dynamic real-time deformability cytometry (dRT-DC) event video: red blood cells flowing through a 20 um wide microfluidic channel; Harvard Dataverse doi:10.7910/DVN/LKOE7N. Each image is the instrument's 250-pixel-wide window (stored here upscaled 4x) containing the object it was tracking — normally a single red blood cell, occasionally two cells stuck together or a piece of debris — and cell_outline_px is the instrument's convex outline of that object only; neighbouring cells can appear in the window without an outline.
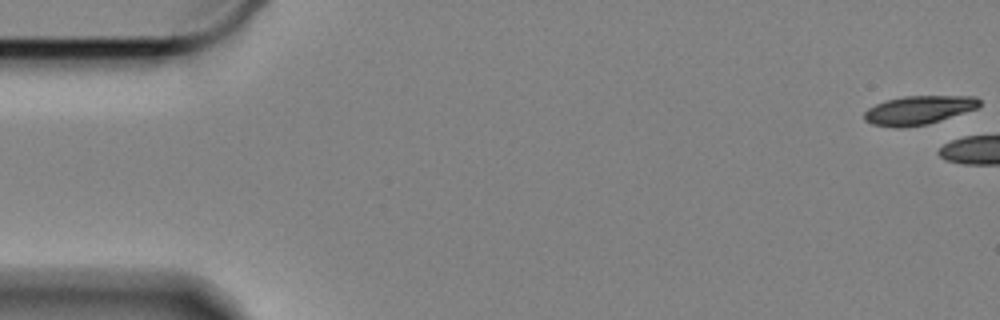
{"species": "Egyptian fruit bat (a non-hibernating species)", "species_latin": "Rousettus aegyptiacus", "temperature_condition": "cold", "stored_images_in_passage": 5, "camera_frame_rate_fps": 3000, "um_per_image_px": 0.085, "animal": {"sex": "female"}, "frame": {"image": 1, "passage_image": 1, "time_ms": 0.0, "image_size_px": [1000, 320], "cell_outline_px": [[980, 104], [976, 108], [928, 124], [900, 128], [896, 128], [872, 124], [864, 120], [864, 112], [868, 108], [876, 104], [888, 100], [904, 96], [976, 96], [980, 100]], "centroid_in_image_um": [78.05, 9.36], "position_along_channel_um": 6.9, "area_um2": 19.13}}